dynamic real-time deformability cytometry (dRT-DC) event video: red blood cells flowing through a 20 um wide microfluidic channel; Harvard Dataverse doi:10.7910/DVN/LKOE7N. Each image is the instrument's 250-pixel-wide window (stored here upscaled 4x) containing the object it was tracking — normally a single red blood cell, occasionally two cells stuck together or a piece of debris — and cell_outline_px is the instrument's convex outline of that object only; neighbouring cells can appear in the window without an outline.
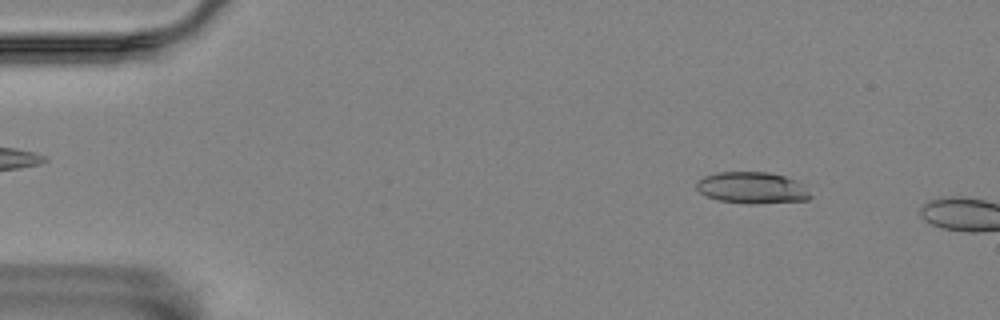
{"species": "Egyptian fruit bat (a non-hibernating species)", "species_latin": "Rousettus aegyptiacus", "temperature_condition": "room temperature", "stored_images_in_passage": 9, "camera_frame_rate_fps": 3000, "um_per_image_px": 0.085, "animal": {"sex": "female"}, "frame": {"image": 1, "passage_image": 6, "time_ms": 1.667, "image_size_px": [1000, 320], "cell_outline_px": [[812, 196], [808, 200], [756, 204], [748, 204], [716, 200], [700, 192], [696, 188], [696, 180], [704, 176], [716, 172], [768, 172], [784, 176], [796, 180], [804, 184]], "centroid_in_image_um": [63.93, 15.96], "position_along_channel_um": 21.1, "area_um2": 21.21}}